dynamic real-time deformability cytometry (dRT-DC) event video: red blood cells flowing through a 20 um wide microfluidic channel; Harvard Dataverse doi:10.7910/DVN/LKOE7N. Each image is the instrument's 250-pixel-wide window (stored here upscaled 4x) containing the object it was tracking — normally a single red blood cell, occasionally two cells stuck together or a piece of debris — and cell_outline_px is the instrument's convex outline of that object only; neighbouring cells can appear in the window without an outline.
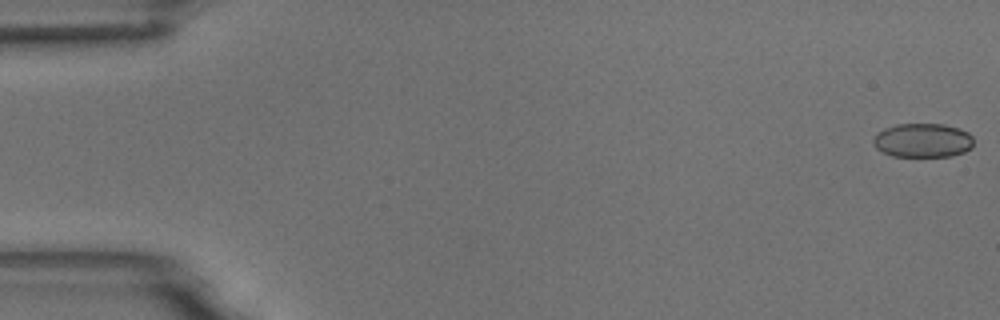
{"species": "common noctule bat (a hibernating species)", "species_latin": "Nyctalus noctula", "temperature_condition": "room temperature", "stored_images_in_passage": 5, "camera_frame_rate_fps": 3000, "um_per_image_px": 0.085, "animal": {"sex": "male", "body_mass_g": 18.8}, "frame": {"image": 1, "passage_image": 1, "time_ms": 0.0, "image_size_px": [1000, 320], "cell_outline_px": [[972, 148], [964, 152], [952, 156], [892, 156], [876, 148], [872, 140], [876, 132], [884, 128], [896, 124], [944, 124], [960, 128], [968, 132], [972, 136]], "centroid_in_image_um": [78.43, 11.92], "position_along_channel_um": 6.6, "area_um2": 20.06}}
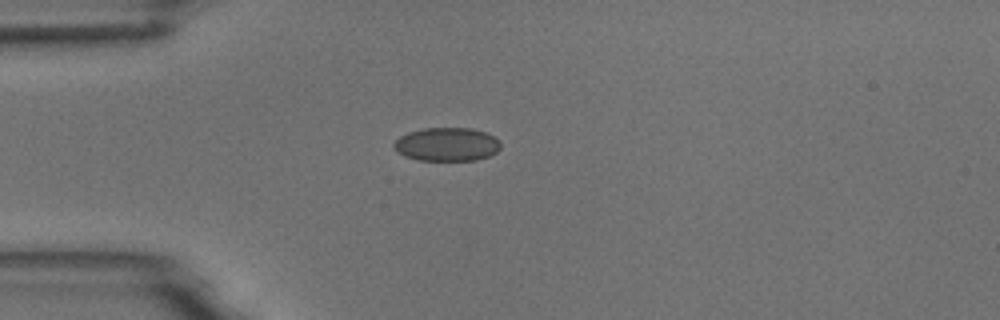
{"frame": {"image": 2, "passage_image": 5, "time_ms": 4.667, "image_size_px": [1000, 320], "cell_outline_px": [[500, 148], [496, 152], [488, 156], [476, 160], [420, 160], [404, 156], [396, 152], [392, 144], [400, 136], [408, 132], [424, 128], [472, 128], [484, 132], [500, 140]], "centroid_in_image_um": [37.96, 12.27], "position_along_channel_um": 47.0, "area_um2": 20.87}}